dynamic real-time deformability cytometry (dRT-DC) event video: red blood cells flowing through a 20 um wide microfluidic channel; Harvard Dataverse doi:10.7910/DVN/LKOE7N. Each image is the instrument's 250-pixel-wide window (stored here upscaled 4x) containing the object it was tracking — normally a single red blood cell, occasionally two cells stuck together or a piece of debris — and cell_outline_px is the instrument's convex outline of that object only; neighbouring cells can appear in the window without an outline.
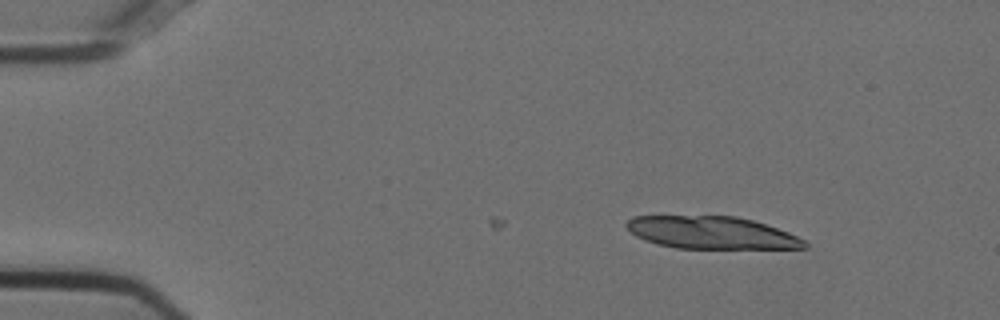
{"species": "Egyptian fruit bat (a non-hibernating species)", "species_latin": "Rousettus aegyptiacus", "temperature_condition": "cold", "stored_images_in_passage": 11, "camera_frame_rate_fps": 3000, "um_per_image_px": 0.085, "animal": {"sex": "female"}, "frame": {"image": 1, "passage_image": 1, "time_ms": 0.0, "image_size_px": [1000, 320], "cell_outline_px": [[808, 248], [676, 248], [656, 244], [644, 240], [636, 236], [624, 224], [632, 216], [736, 216], [752, 220], [788, 232], [804, 240], [808, 244]], "centroid_in_image_um": [60.45, 19.78], "position_along_channel_um": 24.5, "area_um2": 33.47}}